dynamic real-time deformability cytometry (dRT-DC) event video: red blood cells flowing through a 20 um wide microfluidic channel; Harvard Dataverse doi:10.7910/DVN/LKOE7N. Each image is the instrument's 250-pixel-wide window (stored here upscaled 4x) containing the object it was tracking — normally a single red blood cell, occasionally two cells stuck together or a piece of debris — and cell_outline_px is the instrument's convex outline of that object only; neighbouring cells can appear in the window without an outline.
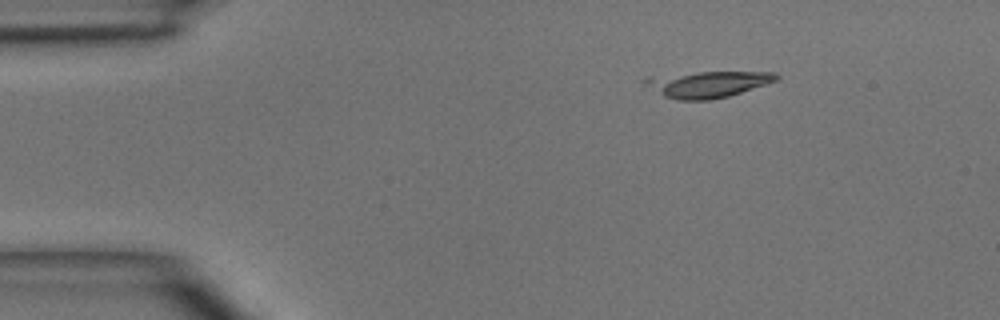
{"species": "common noctule bat (a hibernating species)", "species_latin": "Nyctalus noctula", "temperature_condition": "room temperature", "stored_images_in_passage": 3, "camera_frame_rate_fps": 3000, "um_per_image_px": 0.085, "animal": {"sex": "male", "body_mass_g": 15.6}, "frame": {"image": 1, "passage_image": 1, "time_ms": 0.0, "image_size_px": [1000, 320], "cell_outline_px": [[780, 76], [776, 80], [768, 84], [728, 96], [708, 100], [680, 100], [664, 96], [644, 84], [640, 80], [644, 76], [696, 72], [776, 72]], "centroid_in_image_um": [60.1, 7.14], "position_along_channel_um": 24.9, "area_um2": 20.29}}